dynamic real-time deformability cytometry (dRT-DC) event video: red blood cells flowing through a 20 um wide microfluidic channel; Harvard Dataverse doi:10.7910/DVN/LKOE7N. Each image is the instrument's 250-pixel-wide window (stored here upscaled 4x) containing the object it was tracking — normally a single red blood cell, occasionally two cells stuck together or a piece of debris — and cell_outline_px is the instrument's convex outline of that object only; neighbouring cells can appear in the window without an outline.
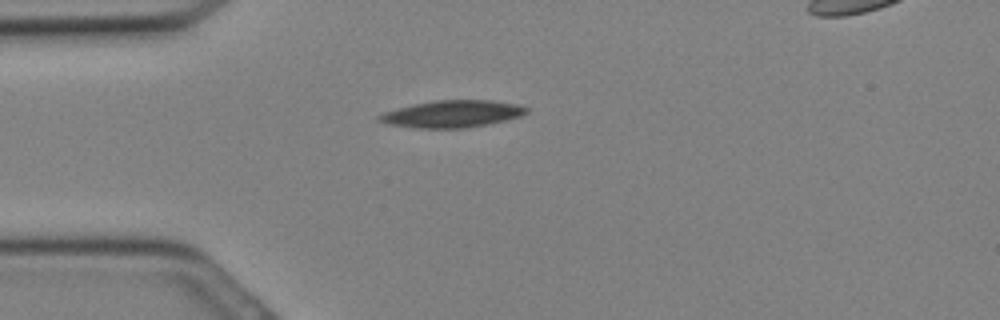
{"species": "Egyptian fruit bat (a non-hibernating species)", "species_latin": "Rousettus aegyptiacus", "temperature_condition": "cold", "stored_images_in_passage": 13, "camera_frame_rate_fps": 3000, "um_per_image_px": 0.085, "animal": {"sex": "female"}, "frame": {"image": 1, "passage_image": 8, "time_ms": 2.333, "image_size_px": [1000, 320], "cell_outline_px": [[528, 112], [520, 116], [508, 120], [468, 128], [412, 128], [388, 124], [376, 120], [376, 116], [384, 112], [412, 104], [436, 100], [492, 100], [520, 104], [528, 108]], "centroid_in_image_um": [38.44, 9.68], "position_along_channel_um": 46.6, "area_um2": 23.52}}
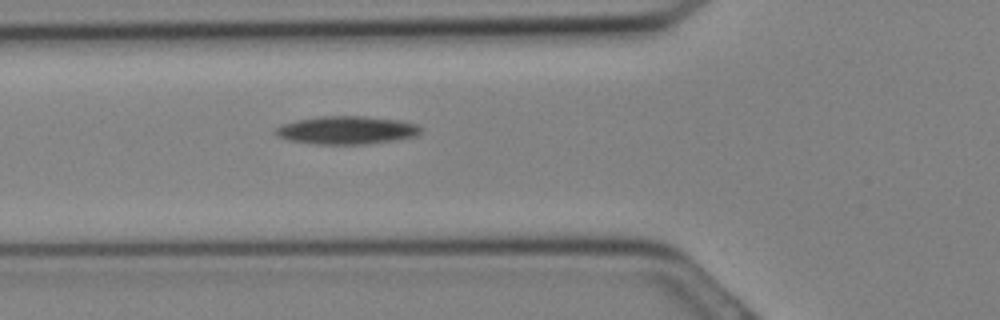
{"frame": {"image": 2, "passage_image": 11, "time_ms": 3.333, "image_size_px": [1000, 320], "cell_outline_px": [[420, 132], [416, 136], [400, 140], [368, 144], [316, 144], [288, 140], [276, 136], [272, 132], [280, 124], [296, 120], [320, 116], [364, 116], [396, 120], [416, 124], [420, 128]], "centroid_in_image_um": [29.42, 11.07], "position_along_channel_um": 96.4, "area_um2": 23.93}}
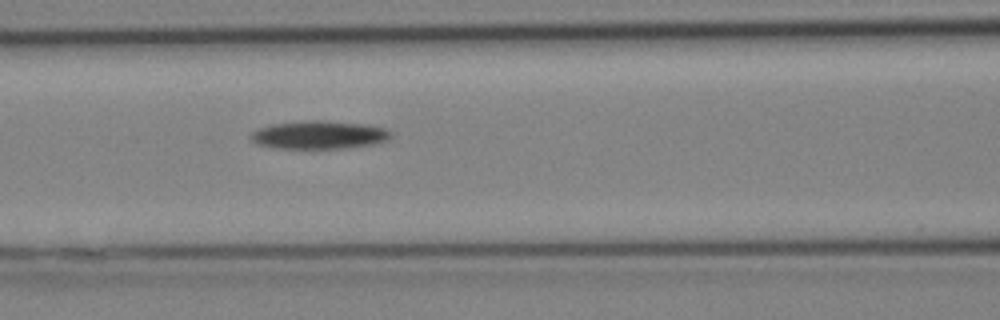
{"frame": {"image": 3, "passage_image": 13, "time_ms": 4.0, "image_size_px": [1000, 320], "cell_outline_px": [[392, 136], [388, 140], [376, 144], [348, 148], [272, 148], [256, 144], [248, 136], [252, 132], [260, 128], [272, 124], [300, 120], [324, 120], [368, 124], [384, 128], [392, 132]], "centroid_in_image_um": [27.14, 11.46], "position_along_channel_um": 139.5, "area_um2": 23.41}}